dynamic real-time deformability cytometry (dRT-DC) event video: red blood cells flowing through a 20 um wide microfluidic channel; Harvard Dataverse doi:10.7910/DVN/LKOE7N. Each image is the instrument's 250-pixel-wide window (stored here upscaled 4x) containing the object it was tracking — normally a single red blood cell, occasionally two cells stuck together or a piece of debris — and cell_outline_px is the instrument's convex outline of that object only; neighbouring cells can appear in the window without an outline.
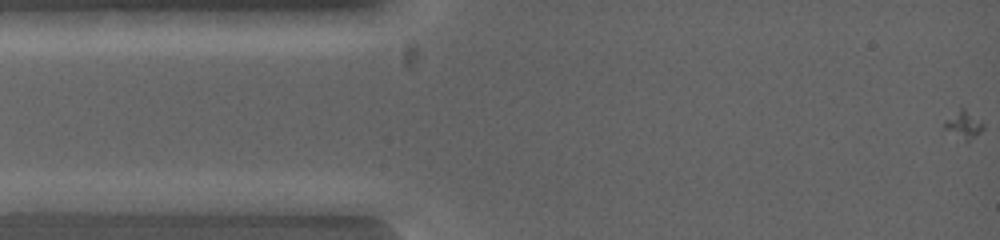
{"species": "common noctule bat (a hibernating species)", "species_latin": "Nyctalus noctula", "temperature_condition": "warm", "stored_images_in_passage": 2, "camera_frame_rate_fps": 5000, "um_per_image_px": 0.085, "animal": {"sex": "female", "body_mass_g": 19.0, "forearm_length_mm": 53.3}, "frame": {"image": 1, "passage_image": 1, "time_ms": 0.0, "image_size_px": [1000, 240], "cell_outline_px": [[304, 216], [292, 216], [216, 208], [208, 200], [224, 192], [288, 192], [304, 200]], "centroid_in_image_um": [22.18, 17.23], "position_along_channel_um": 62.8, "area_um2": 12.83}}